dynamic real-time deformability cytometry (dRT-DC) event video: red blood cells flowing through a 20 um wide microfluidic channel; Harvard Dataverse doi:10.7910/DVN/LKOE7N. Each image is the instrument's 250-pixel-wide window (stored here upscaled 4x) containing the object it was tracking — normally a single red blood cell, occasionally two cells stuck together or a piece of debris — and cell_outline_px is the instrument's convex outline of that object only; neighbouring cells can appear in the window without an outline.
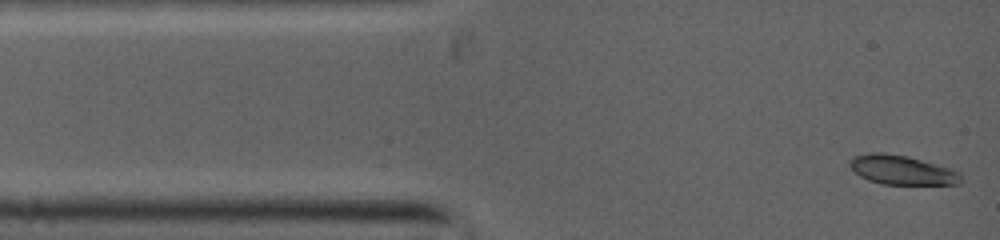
{"species": "common noctule bat (a hibernating species)", "species_latin": "Nyctalus noctula", "temperature_condition": "warm", "stored_images_in_passage": 28, "camera_frame_rate_fps": 5000, "um_per_image_px": 0.085, "animal": {"sex": "female", "body_mass_g": 19.0, "forearm_length_mm": 53.3}, "frame": {"image": 1, "passage_image": 1, "time_ms": 0.0, "image_size_px": [1000, 240], "cell_outline_px": [[960, 180], [956, 184], [884, 184], [868, 180], [860, 176], [848, 164], [856, 156], [904, 156], [920, 160], [956, 172], [960, 176]], "centroid_in_image_um": [76.66, 14.52], "position_along_channel_um": 8.3, "area_um2": 17.22}}
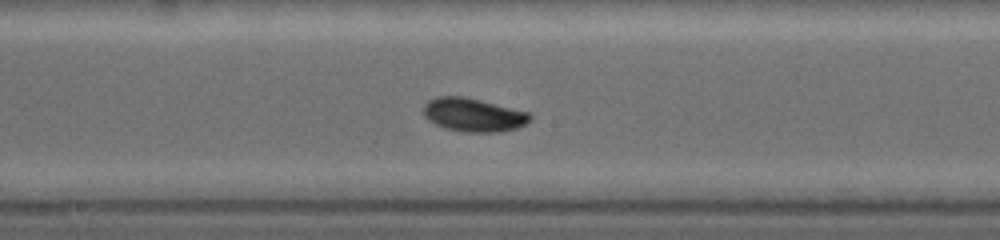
{"frame": {"image": 2, "passage_image": 13, "time_ms": 5.8, "image_size_px": [1000, 240], "cell_outline_px": [[532, 116], [524, 124], [516, 128], [500, 132], [464, 132], [444, 128], [428, 120], [424, 116], [424, 104], [428, 100], [440, 96], [460, 96], [528, 112]], "centroid_in_image_um": [40.19, 9.78], "position_along_channel_um": 208.0, "area_um2": 20.4}}
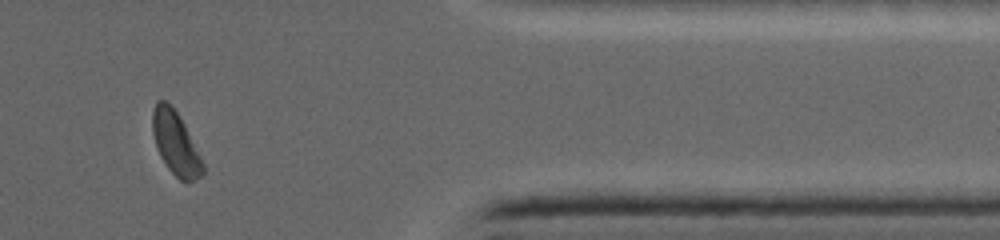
{"frame": {"image": 3, "passage_image": 24, "time_ms": 10.6, "image_size_px": [1000, 240], "cell_outline_px": [[204, 172], [196, 180], [188, 184], [180, 180], [168, 168], [160, 156], [152, 132], [152, 112], [156, 100], [164, 100], [176, 112], [200, 156], [204, 164]], "centroid_in_image_um": [14.91, 12.23], "position_along_channel_um": 396.5, "area_um2": 18.09}}